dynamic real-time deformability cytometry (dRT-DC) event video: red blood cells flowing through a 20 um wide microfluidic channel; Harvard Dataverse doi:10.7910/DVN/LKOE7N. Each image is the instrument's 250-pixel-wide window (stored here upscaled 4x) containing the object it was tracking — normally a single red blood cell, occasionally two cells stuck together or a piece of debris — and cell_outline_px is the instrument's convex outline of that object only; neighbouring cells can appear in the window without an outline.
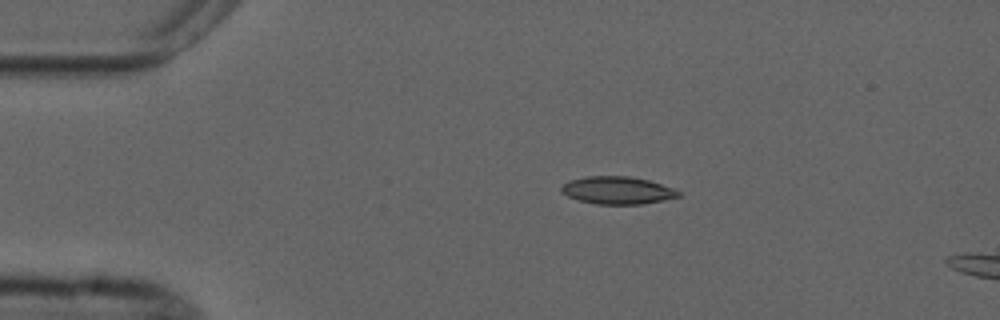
{"species": "common noctule bat (a hibernating species)", "species_latin": "Nyctalus noctula", "temperature_condition": "cold", "stored_images_in_passage": 5, "camera_frame_rate_fps": 3000, "um_per_image_px": 0.085, "animal": {"sex": "male", "forearm_length_mm": 52.5}, "frame": {"image": 1, "passage_image": 1, "time_ms": 0.0, "image_size_px": [1000, 320], "cell_outline_px": [[680, 196], [664, 200], [640, 204], [596, 204], [580, 200], [568, 196], [560, 192], [560, 188], [568, 180], [584, 176], [628, 176], [648, 180], [676, 188], [680, 192]], "centroid_in_image_um": [52.48, 16.17], "position_along_channel_um": 32.5, "area_um2": 18.9}}
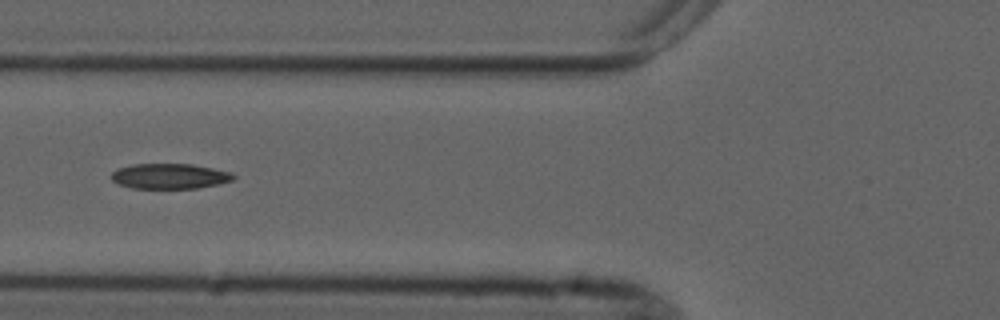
{"frame": {"image": 2, "passage_image": 4, "time_ms": 3.333, "image_size_px": [1000, 320], "cell_outline_px": [[236, 176], [232, 180], [216, 184], [196, 188], [132, 188], [116, 184], [112, 180], [112, 172], [120, 168], [132, 164], [192, 164], [232, 172]], "centroid_in_image_um": [14.41, 14.97], "position_along_channel_um": 111.4, "area_um2": 17.86}}
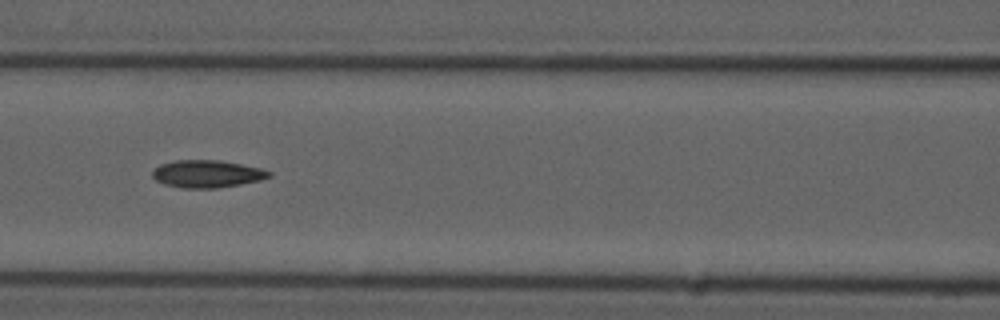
{"frame": {"image": 3, "passage_image": 5, "time_ms": 4.333, "image_size_px": [1000, 320], "cell_outline_px": [[272, 176], [260, 180], [240, 184], [216, 188], [184, 188], [164, 184], [156, 180], [152, 176], [152, 172], [160, 164], [176, 160], [220, 160], [260, 168], [272, 172]], "centroid_in_image_um": [17.6, 14.77], "position_along_channel_um": 149.0, "area_um2": 18.55}}